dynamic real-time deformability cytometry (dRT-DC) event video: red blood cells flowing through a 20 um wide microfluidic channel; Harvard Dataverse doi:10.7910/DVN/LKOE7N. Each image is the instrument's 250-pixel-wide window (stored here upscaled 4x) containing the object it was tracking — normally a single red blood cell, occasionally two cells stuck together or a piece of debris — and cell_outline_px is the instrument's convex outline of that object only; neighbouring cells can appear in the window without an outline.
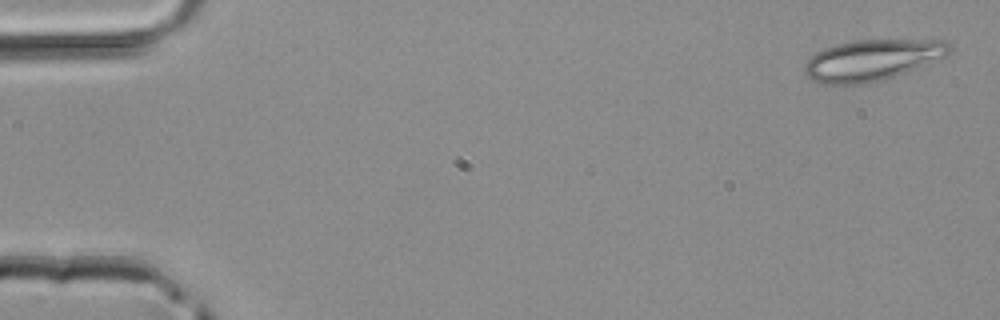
{"species": "common noctule bat (a hibernating species)", "species_latin": "Nyctalus noctula", "temperature_condition": "room temperature", "stored_images_in_passage": 3, "camera_frame_rate_fps": 3000, "um_per_image_px": 0.085, "animal": {"sex": "male", "body_mass_g": 20.4}, "frame": {"image": 1, "passage_image": 1, "time_ms": 0.0, "image_size_px": [1000, 320], "cell_outline_px": [[952, 48], [948, 56], [884, 80], [860, 84], [824, 84], [812, 80], [804, 72], [804, 64], [816, 52], [824, 48], [836, 44], [856, 40], [944, 40]], "centroid_in_image_um": [74.13, 5.11], "position_along_channel_um": 10.9, "area_um2": 34.56}}